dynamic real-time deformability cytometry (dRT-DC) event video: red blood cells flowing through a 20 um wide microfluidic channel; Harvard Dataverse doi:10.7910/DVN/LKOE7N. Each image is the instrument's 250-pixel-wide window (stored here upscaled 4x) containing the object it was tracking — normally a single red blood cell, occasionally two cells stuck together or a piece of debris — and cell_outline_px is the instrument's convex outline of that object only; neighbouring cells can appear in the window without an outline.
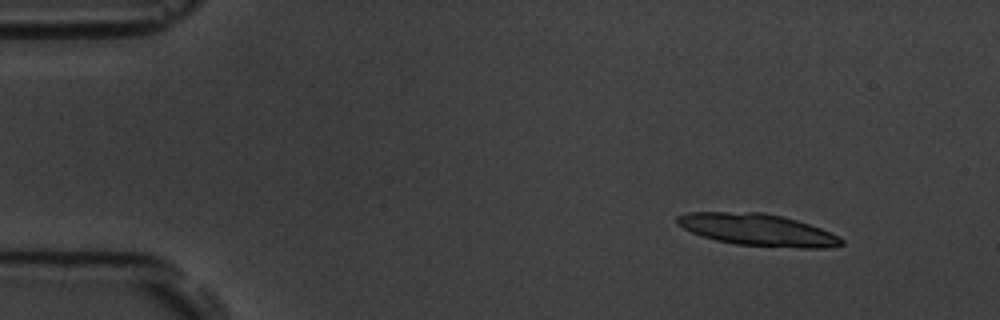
{"species": "common noctule bat (a hibernating species)", "species_latin": "Nyctalus noctula", "temperature_condition": "room temperature", "stored_images_in_passage": 5, "camera_frame_rate_fps": 3000, "um_per_image_px": 0.085, "animal": {"sex": "male", "body_mass_g": 19.5, "forearm_length_mm": 54.6}, "frame": {"image": 1, "passage_image": 1, "time_ms": 0.0, "image_size_px": [1000, 320], "cell_outline_px": [[844, 244], [824, 248], [800, 248], [736, 244], [716, 240], [692, 232], [676, 224], [676, 216], [688, 212], [764, 212], [796, 220], [820, 228], [840, 236], [844, 240]], "centroid_in_image_um": [64.4, 19.53], "position_along_channel_um": 20.6, "area_um2": 30.4}}
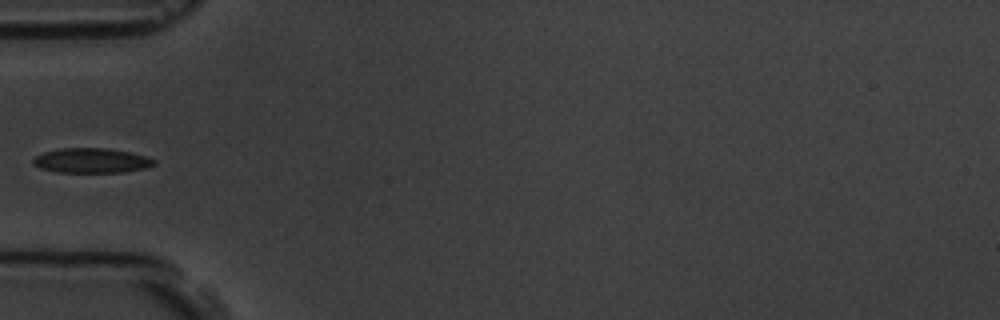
{"frame": {"image": 2, "passage_image": 5, "time_ms": 4.333, "image_size_px": [1000, 320], "cell_outline_px": [[156, 164], [148, 168], [124, 172], [56, 172], [40, 168], [32, 164], [32, 160], [36, 156], [44, 152], [60, 148], [108, 148], [148, 156], [156, 160]], "centroid_in_image_um": [7.8, 13.65], "position_along_channel_um": 77.2, "area_um2": 17.63}}